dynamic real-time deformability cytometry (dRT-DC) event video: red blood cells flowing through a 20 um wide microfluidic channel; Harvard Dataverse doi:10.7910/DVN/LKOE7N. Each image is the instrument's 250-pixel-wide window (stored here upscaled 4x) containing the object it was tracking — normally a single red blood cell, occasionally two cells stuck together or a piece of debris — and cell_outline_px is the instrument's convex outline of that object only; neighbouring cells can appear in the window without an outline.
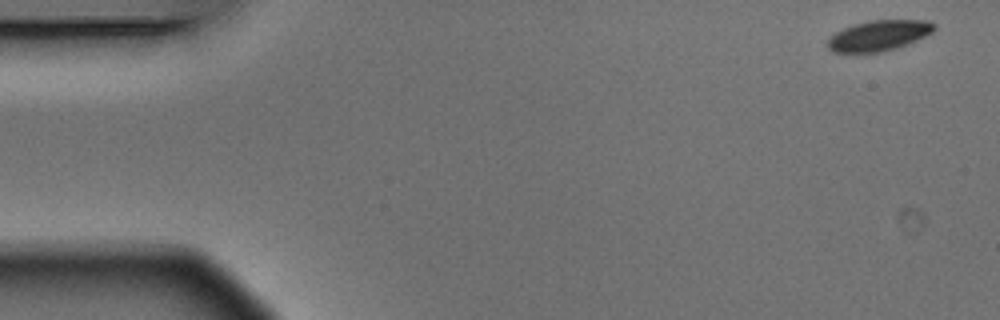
{"species": "Egyptian fruit bat (a non-hibernating species)", "species_latin": "Rousettus aegyptiacus", "temperature_condition": "warm", "stored_images_in_passage": 5, "camera_frame_rate_fps": 3000, "um_per_image_px": 0.085, "animal": {"sex": "male"}, "frame": {"image": 1, "passage_image": 1, "time_ms": 0.0, "image_size_px": [1000, 320], "cell_outline_px": [[936, 28], [932, 32], [916, 40], [896, 48], [880, 52], [832, 52], [828, 48], [828, 40], [836, 32], [852, 24], [872, 20], [928, 20], [936, 24]], "centroid_in_image_um": [74.71, 3.01], "position_along_channel_um": 10.3, "area_um2": 18.79}}
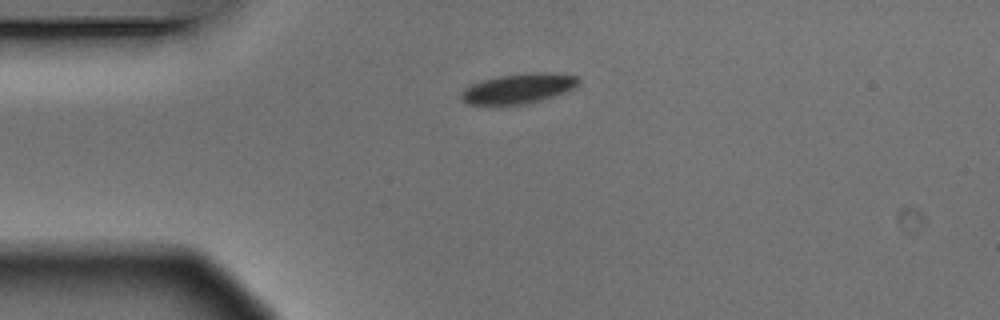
{"frame": {"image": 2, "passage_image": 4, "time_ms": 1.0, "image_size_px": [1000, 320], "cell_outline_px": [[580, 84], [568, 92], [540, 100], [524, 104], [492, 108], [468, 104], [460, 96], [460, 92], [464, 88], [472, 84], [484, 80], [500, 76], [528, 72], [548, 72], [576, 76], [580, 80]], "centroid_in_image_um": [44.04, 7.56], "position_along_channel_um": 41.0, "area_um2": 21.21}}